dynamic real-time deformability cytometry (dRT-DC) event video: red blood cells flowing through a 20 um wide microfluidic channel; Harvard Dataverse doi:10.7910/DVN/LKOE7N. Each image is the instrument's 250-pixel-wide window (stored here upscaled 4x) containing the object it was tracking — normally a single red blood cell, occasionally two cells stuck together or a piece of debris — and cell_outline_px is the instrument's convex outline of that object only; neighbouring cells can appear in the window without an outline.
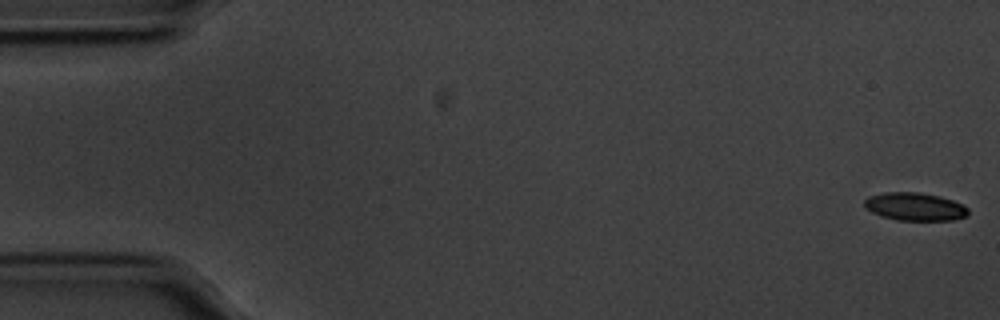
{"species": "common noctule bat (a hibernating species)", "species_latin": "Nyctalus noctula", "temperature_condition": "cold", "stored_images_in_passage": 58, "segment_of_instrument_passage": [1, 2], "camera_frame_rate_fps": 3000, "um_per_image_px": 0.085, "animal": {"sex": "male", "body_mass_g": 20.1, "forearm_length_mm": 53.5}, "frame": {"image": 1, "passage_image": 1, "time_ms": 0.0, "image_size_px": [1000, 320], "cell_outline_px": [[968, 216], [952, 220], [896, 220], [880, 216], [864, 208], [864, 200], [868, 196], [884, 192], [920, 192], [940, 196], [964, 204], [968, 208]], "centroid_in_image_um": [77.76, 17.56], "position_along_channel_um": 7.2, "area_um2": 17.17}}
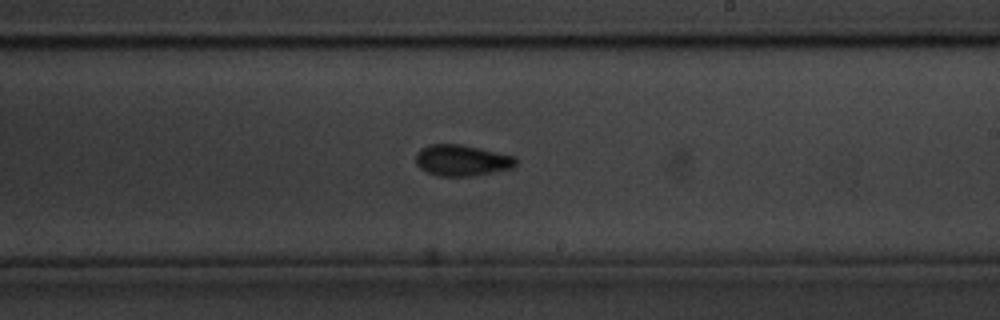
{"frame": {"image": 2, "passage_image": 33, "time_ms": 10.667, "image_size_px": [1000, 320], "cell_outline_px": [[516, 164], [512, 168], [468, 176], [440, 176], [428, 172], [420, 168], [416, 164], [416, 152], [420, 148], [428, 144], [460, 144], [480, 148], [516, 156]], "centroid_in_image_um": [39.23, 13.61], "position_along_channel_um": 249.8, "area_um2": 18.09}}
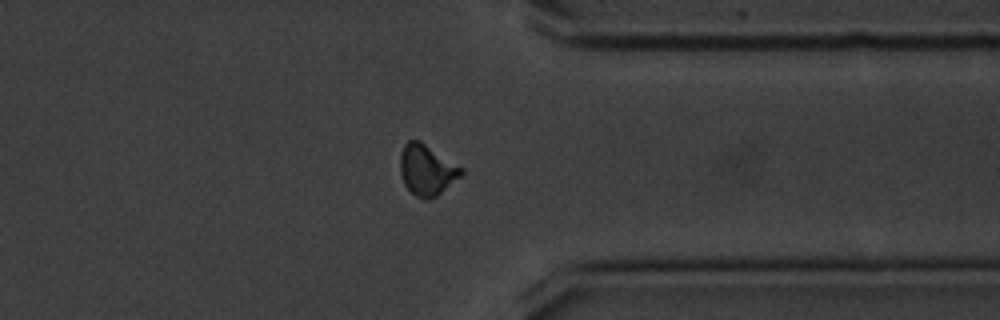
{"frame": {"image": 3, "passage_image": 44, "time_ms": 14.333, "image_size_px": [1000, 320], "cell_outline_px": [[464, 172], [460, 176], [436, 196], [428, 200], [424, 200], [416, 196], [404, 184], [400, 172], [400, 152], [404, 144], [408, 140], [420, 140], [464, 168]], "centroid_in_image_um": [36.27, 14.42], "position_along_channel_um": 375.1, "area_um2": 18.09}}